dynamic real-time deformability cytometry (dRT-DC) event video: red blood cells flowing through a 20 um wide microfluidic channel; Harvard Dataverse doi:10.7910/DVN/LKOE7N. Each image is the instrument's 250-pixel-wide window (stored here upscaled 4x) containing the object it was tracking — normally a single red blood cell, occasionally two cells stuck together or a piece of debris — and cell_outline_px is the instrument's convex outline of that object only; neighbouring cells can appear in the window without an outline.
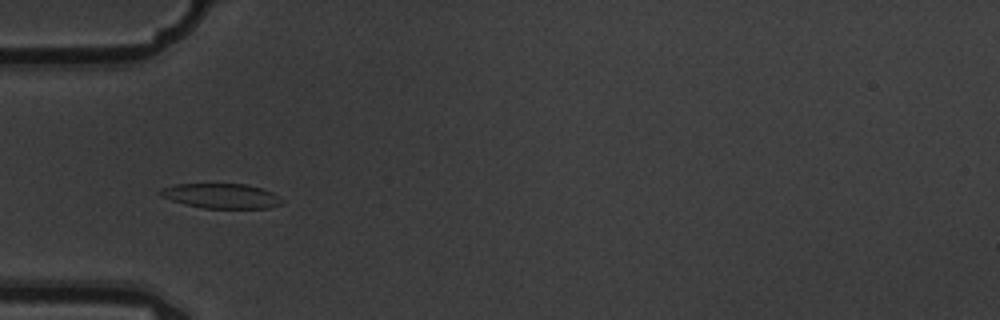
{"species": "common noctule bat (a hibernating species)", "species_latin": "Nyctalus noctula", "temperature_condition": "warm", "stored_images_in_passage": 9, "camera_frame_rate_fps": 3000, "um_per_image_px": 0.085, "animal": {"sex": "male", "body_mass_g": 19.5, "forearm_length_mm": 54.6}, "frame": {"image": 1, "passage_image": 4, "time_ms": 1.0, "image_size_px": [1000, 320], "cell_outline_px": [[284, 204], [268, 208], [204, 208], [184, 204], [160, 196], [156, 192], [160, 188], [176, 184], [244, 184], [260, 188], [272, 192], [280, 196], [284, 200]], "centroid_in_image_um": [18.81, 16.65], "position_along_channel_um": 66.2, "area_um2": 17.74}}
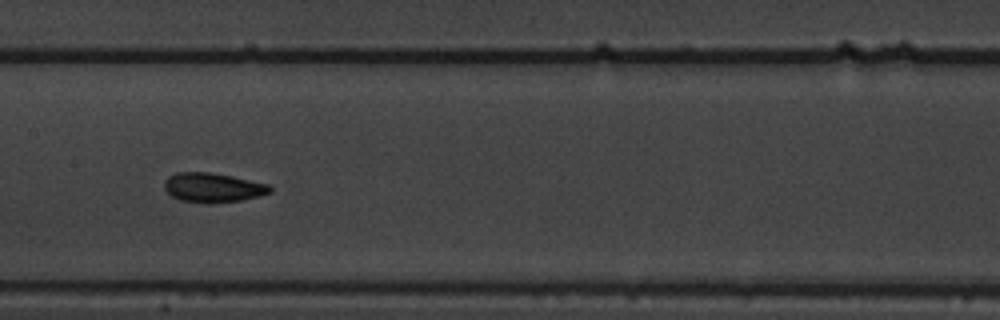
{"frame": {"image": 2, "passage_image": 7, "time_ms": 2.0, "image_size_px": [1000, 320], "cell_outline_px": [[272, 192], [260, 196], [240, 200], [212, 204], [180, 200], [172, 196], [164, 188], [164, 180], [168, 176], [176, 172], [208, 172], [232, 176], [268, 184], [272, 188]], "centroid_in_image_um": [18.09, 15.94], "position_along_channel_um": 189.3, "area_um2": 18.21}}
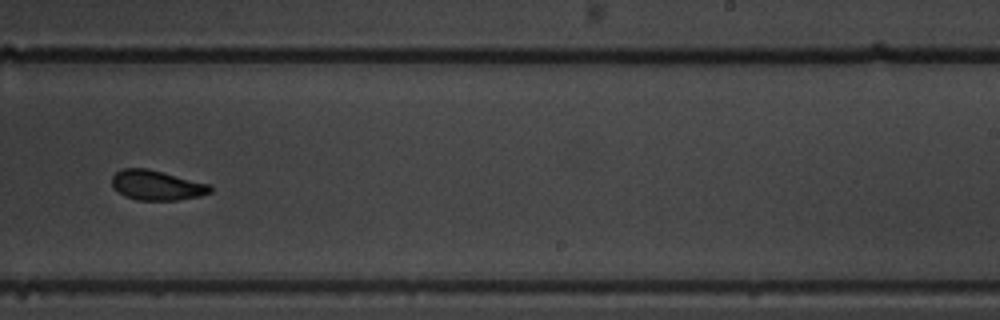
{"frame": {"image": 3, "passage_image": 9, "time_ms": 2.667, "image_size_px": [1000, 320], "cell_outline_px": [[212, 192], [200, 196], [176, 200], [136, 200], [124, 196], [112, 184], [112, 176], [120, 168], [148, 168], [212, 184]], "centroid_in_image_um": [13.36, 15.73], "position_along_channel_um": 275.6, "area_um2": 17.28}}